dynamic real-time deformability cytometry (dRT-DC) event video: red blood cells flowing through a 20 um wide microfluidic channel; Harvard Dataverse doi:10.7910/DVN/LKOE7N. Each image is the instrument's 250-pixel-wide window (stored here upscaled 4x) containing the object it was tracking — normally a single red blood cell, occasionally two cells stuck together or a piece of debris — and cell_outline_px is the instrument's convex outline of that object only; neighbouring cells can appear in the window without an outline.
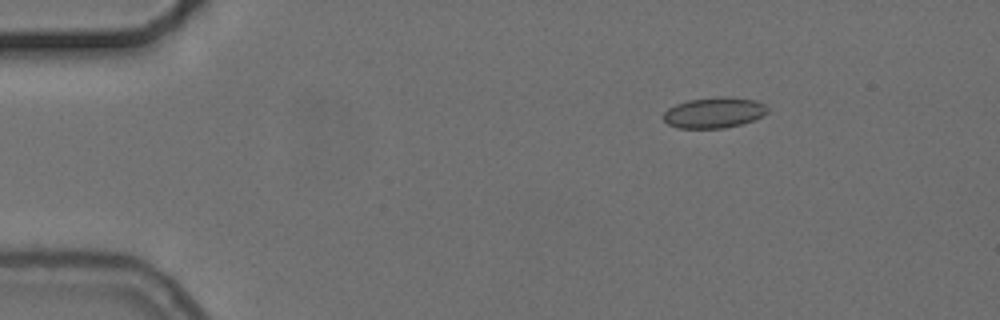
{"species": "common noctule bat (a hibernating species)", "species_latin": "Nyctalus noctula", "temperature_condition": "cold", "stored_images_in_passage": 4, "camera_frame_rate_fps": 3000, "um_per_image_px": 0.085, "animal": {"sex": "female", "body_mass_g": 24.6, "forearm_length_mm": 56.2}, "frame": {"image": 1, "passage_image": 2, "time_ms": 2.0, "image_size_px": [1000, 320], "cell_outline_px": [[768, 112], [752, 120], [740, 124], [724, 128], [676, 128], [668, 124], [664, 120], [664, 112], [668, 108], [676, 104], [688, 100], [720, 96], [732, 96], [756, 100], [764, 104], [768, 108]], "centroid_in_image_um": [60.69, 9.56], "position_along_channel_um": 24.3, "area_um2": 18.67}}